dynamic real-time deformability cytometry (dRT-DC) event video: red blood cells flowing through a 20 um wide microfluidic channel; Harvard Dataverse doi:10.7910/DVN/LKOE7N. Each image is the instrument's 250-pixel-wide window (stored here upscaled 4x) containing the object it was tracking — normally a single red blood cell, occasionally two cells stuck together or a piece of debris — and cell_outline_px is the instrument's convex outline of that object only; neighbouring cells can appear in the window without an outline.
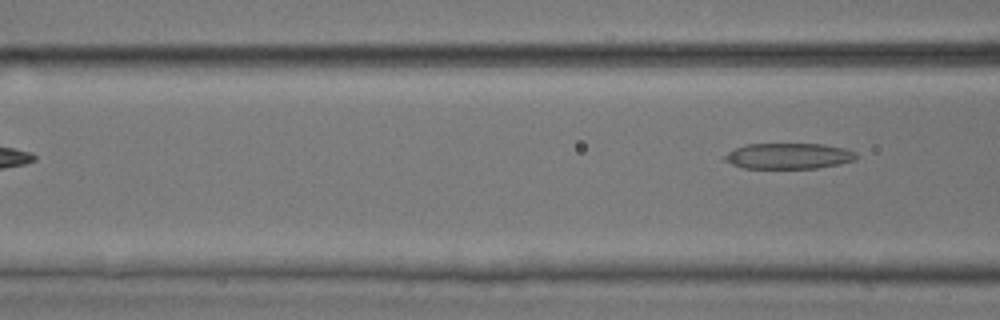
{"species": "common noctule bat (a hibernating species)", "species_latin": "Nyctalus noctula", "temperature_condition": "room temperature", "stored_images_in_passage": 8, "segment_of_instrument_passage": [2, 2], "camera_frame_rate_fps": 3000, "um_per_image_px": 0.085, "animal": {"sex": "male", "body_mass_g": 17.9, "forearm_length_mm": 54.2}, "frame": {"image": 1, "passage_image": 8, "time_ms": 2.333, "image_size_px": [1000, 320], "cell_outline_px": [[856, 160], [840, 164], [816, 168], [744, 168], [732, 164], [724, 160], [724, 156], [728, 152], [736, 148], [748, 144], [824, 144], [844, 148], [856, 152]], "centroid_in_image_um": [67.05, 13.26], "position_along_channel_um": 99.5, "area_um2": 19.71}}